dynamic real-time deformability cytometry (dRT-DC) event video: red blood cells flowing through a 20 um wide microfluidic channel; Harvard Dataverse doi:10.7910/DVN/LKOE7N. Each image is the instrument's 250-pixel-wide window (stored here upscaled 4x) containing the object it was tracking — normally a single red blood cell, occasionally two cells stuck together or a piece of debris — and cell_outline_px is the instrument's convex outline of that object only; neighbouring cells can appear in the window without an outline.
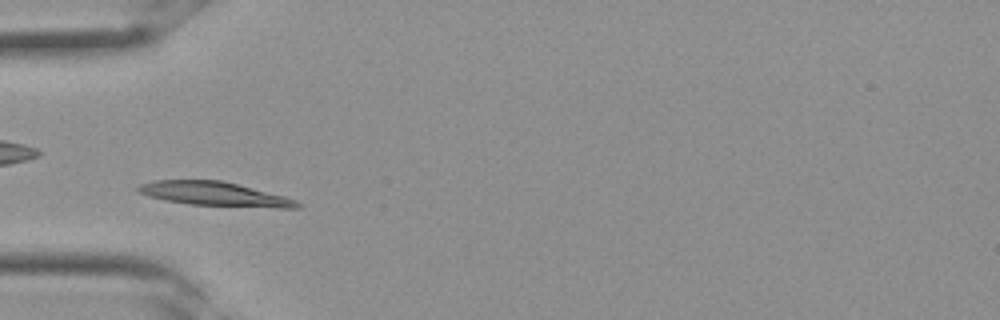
{"species": "Egyptian fruit bat (a non-hibernating species)", "species_latin": "Rousettus aegyptiacus", "temperature_condition": "room temperature", "stored_images_in_passage": 27, "camera_frame_rate_fps": 3000, "um_per_image_px": 0.085, "frame": {"image": 1, "passage_image": 4, "time_ms": 1.0, "image_size_px": [1000, 320], "cell_outline_px": [[304, 204], [300, 208], [280, 208], [192, 204], [164, 200], [148, 196], [136, 192], [136, 188], [140, 184], [152, 180], [220, 180], [284, 196], [296, 200]], "centroid_in_image_um": [18.22, 16.49], "position_along_channel_um": 66.8, "area_um2": 22.2}}
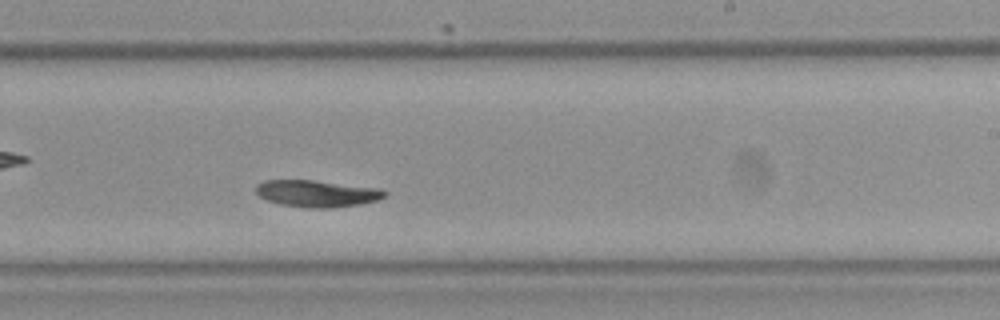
{"frame": {"image": 2, "passage_image": 14, "time_ms": 4.333, "image_size_px": [1000, 320], "cell_outline_px": [[388, 196], [380, 200], [360, 204], [328, 208], [312, 208], [280, 204], [268, 200], [260, 196], [256, 192], [256, 184], [264, 180], [312, 180], [380, 188], [388, 192]], "centroid_in_image_um": [26.99, 16.44], "position_along_channel_um": 262.0, "area_um2": 20.17}}
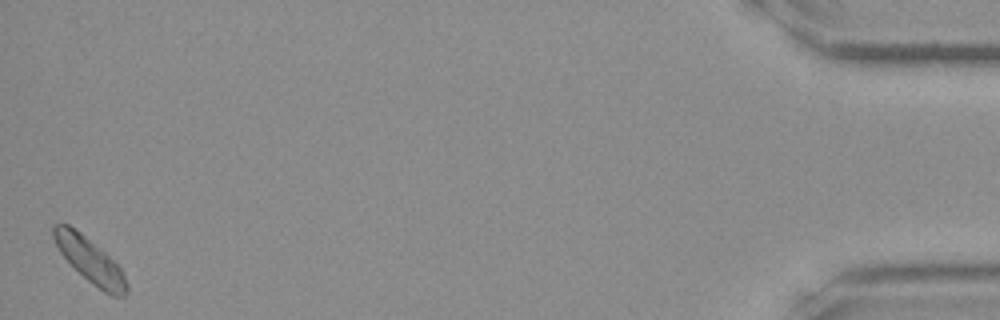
{"frame": {"image": 3, "passage_image": 27, "time_ms": 8.667, "image_size_px": [1000, 320], "cell_outline_px": [[128, 292], [124, 296], [112, 296], [104, 292], [92, 284], [60, 252], [52, 236], [52, 224], [68, 224], [80, 232], [100, 248], [124, 272], [128, 284]], "centroid_in_image_um": [7.67, 22.13], "position_along_channel_um": 427.5, "area_um2": 18.73}}